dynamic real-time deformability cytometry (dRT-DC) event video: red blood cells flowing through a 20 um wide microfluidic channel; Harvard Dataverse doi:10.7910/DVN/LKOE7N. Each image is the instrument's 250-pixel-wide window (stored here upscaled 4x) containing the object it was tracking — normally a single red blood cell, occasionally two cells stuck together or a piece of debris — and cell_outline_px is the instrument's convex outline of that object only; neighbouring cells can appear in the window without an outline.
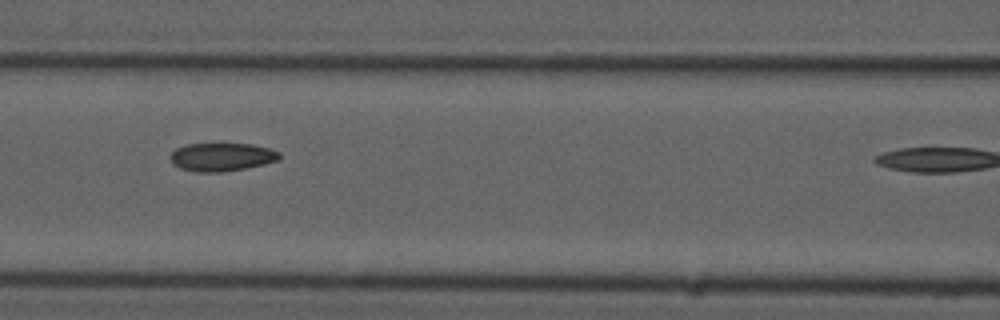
{"species": "common noctule bat (a hibernating species)", "species_latin": "Nyctalus noctula", "temperature_condition": "cold", "stored_images_in_passage": 7, "camera_frame_rate_fps": 3000, "um_per_image_px": 0.085, "animal": {"sex": "male", "forearm_length_mm": 52.5}, "frame": {"image": 1, "passage_image": 5, "time_ms": 5.667, "image_size_px": [1000, 320], "cell_outline_px": [[280, 160], [264, 164], [244, 168], [220, 172], [196, 172], [180, 168], [172, 164], [172, 152], [176, 148], [188, 144], [224, 140], [252, 144], [268, 148], [280, 152]], "centroid_in_image_um": [18.86, 13.28], "position_along_channel_um": 147.7, "area_um2": 18.73}}
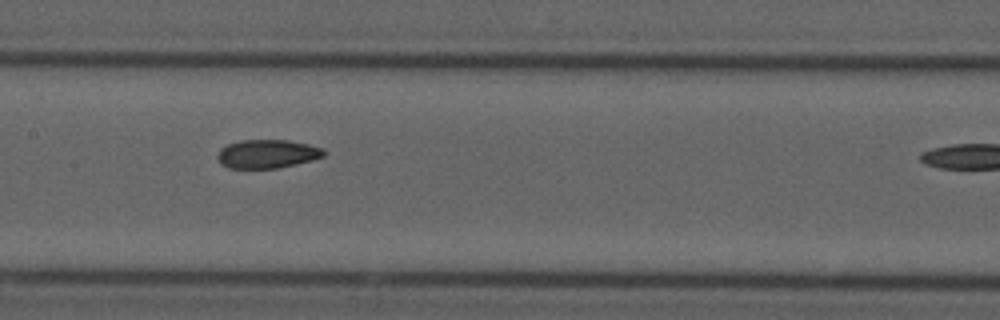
{"frame": {"image": 2, "passage_image": 6, "time_ms": 6.667, "image_size_px": [1000, 320], "cell_outline_px": [[324, 156], [312, 160], [296, 164], [276, 168], [228, 168], [220, 164], [216, 156], [220, 148], [228, 144], [240, 140], [288, 140], [308, 144], [324, 148]], "centroid_in_image_um": [22.69, 13.08], "position_along_channel_um": 184.7, "area_um2": 17.8}}